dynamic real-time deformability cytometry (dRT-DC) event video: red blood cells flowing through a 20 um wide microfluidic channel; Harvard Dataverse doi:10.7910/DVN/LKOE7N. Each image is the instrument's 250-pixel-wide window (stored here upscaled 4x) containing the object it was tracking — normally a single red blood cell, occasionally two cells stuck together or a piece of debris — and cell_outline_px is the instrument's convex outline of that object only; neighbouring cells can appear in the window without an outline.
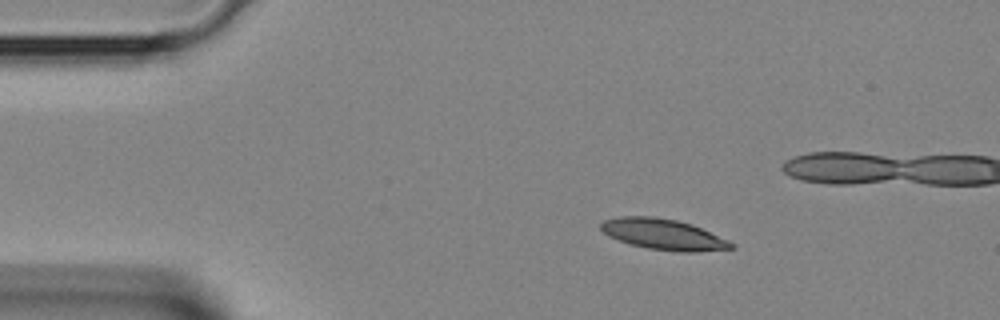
{"species": "Egyptian fruit bat (a non-hibernating species)", "species_latin": "Rousettus aegyptiacus", "temperature_condition": "room temperature", "stored_images_in_passage": 3, "camera_frame_rate_fps": 3000, "um_per_image_px": 0.085, "animal": {"sex": "female"}, "frame": {"image": 1, "passage_image": 1, "time_ms": 0.0, "image_size_px": [1000, 320], "cell_outline_px": [[736, 248], [696, 252], [680, 252], [648, 248], [632, 244], [608, 236], [600, 228], [600, 224], [604, 220], [616, 216], [656, 216], [676, 220], [692, 224], [728, 240], [736, 244]], "centroid_in_image_um": [56.4, 19.91], "position_along_channel_um": 28.6, "area_um2": 23.41}}